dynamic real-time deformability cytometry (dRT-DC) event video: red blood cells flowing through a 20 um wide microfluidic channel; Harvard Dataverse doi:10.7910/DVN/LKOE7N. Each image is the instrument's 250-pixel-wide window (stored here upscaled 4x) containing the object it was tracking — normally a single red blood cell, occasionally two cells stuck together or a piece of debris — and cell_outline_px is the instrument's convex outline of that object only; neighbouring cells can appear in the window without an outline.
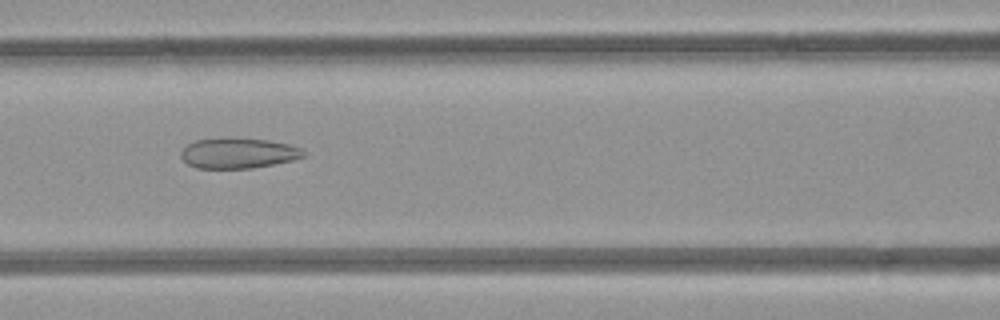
{"species": "common noctule bat (a hibernating species)", "species_latin": "Nyctalus noctula", "temperature_condition": "room temperature", "stored_images_in_passage": 8, "camera_frame_rate_fps": 3000, "um_per_image_px": 0.085, "animal": {"sex": "female", "body_mass_g": 21.9}, "frame": {"image": 1, "passage_image": 6, "time_ms": 6.333, "image_size_px": [1000, 320], "cell_outline_px": [[304, 156], [292, 160], [252, 168], [196, 168], [188, 164], [180, 156], [180, 152], [188, 144], [196, 140], [268, 140], [288, 144], [300, 148], [304, 152]], "centroid_in_image_um": [20.24, 13.05], "position_along_channel_um": 146.4, "area_um2": 20.81}}
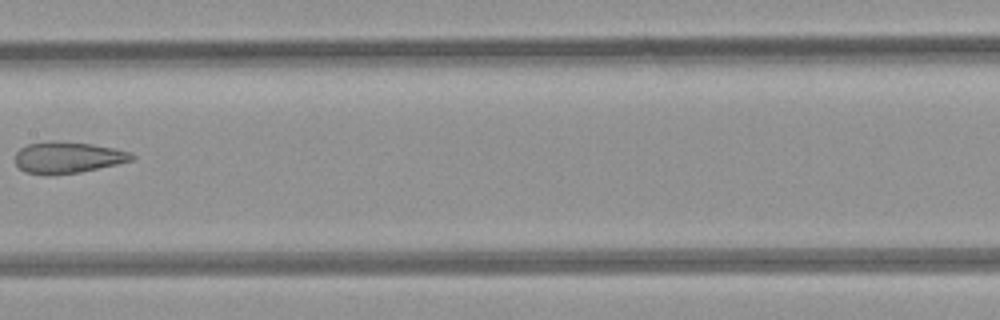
{"frame": {"image": 2, "passage_image": 7, "time_ms": 7.667, "image_size_px": [1000, 320], "cell_outline_px": [[136, 156], [132, 160], [116, 164], [80, 172], [48, 176], [24, 172], [16, 164], [16, 152], [20, 148], [28, 144], [92, 144], [116, 148], [128, 152]], "centroid_in_image_um": [5.77, 13.44], "position_along_channel_um": 201.6, "area_um2": 20.52}}
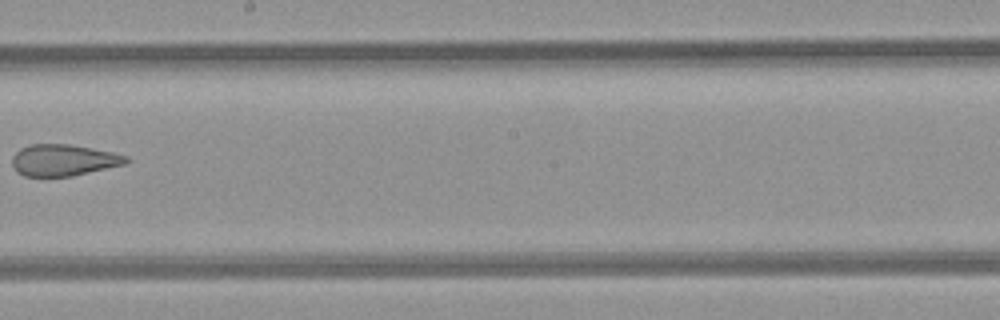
{"frame": {"image": 3, "passage_image": 8, "time_ms": 8.667, "image_size_px": [1000, 320], "cell_outline_px": [[132, 160], [124, 164], [72, 176], [24, 176], [16, 172], [12, 164], [12, 156], [20, 148], [28, 144], [68, 144], [112, 152], [128, 156]], "centroid_in_image_um": [5.37, 13.61], "position_along_channel_um": 242.8, "area_um2": 20.92}}